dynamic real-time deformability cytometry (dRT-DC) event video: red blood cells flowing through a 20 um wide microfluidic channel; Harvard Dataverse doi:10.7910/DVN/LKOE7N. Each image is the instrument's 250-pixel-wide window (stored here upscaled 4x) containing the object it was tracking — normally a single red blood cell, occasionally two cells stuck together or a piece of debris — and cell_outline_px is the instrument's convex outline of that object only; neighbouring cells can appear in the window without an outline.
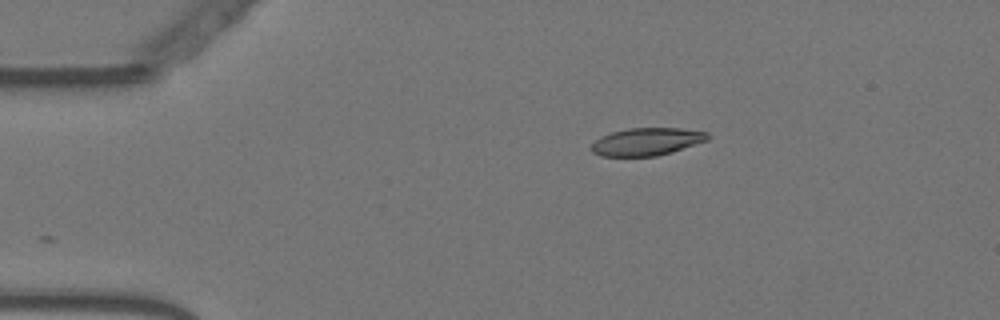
{"species": "Egyptian fruit bat (a non-hibernating species)", "species_latin": "Rousettus aegyptiacus", "temperature_condition": "warm", "stored_images_in_passage": 39, "camera_frame_rate_fps": 3000, "um_per_image_px": 0.085, "animal": {"sex": "female"}, "frame": {"image": 1, "passage_image": 1, "time_ms": 0.0, "image_size_px": [1000, 320], "cell_outline_px": [[708, 140], [672, 152], [656, 156], [600, 156], [592, 152], [592, 144], [600, 136], [612, 132], [628, 128], [680, 128], [708, 132]], "centroid_in_image_um": [54.97, 12.04], "position_along_channel_um": 30.0, "area_um2": 18.67}}
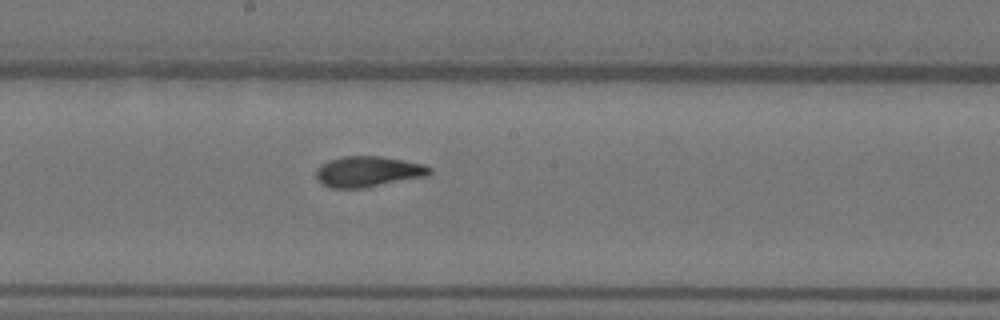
{"frame": {"image": 2, "passage_image": 21, "time_ms": 6.667, "image_size_px": [1000, 320], "cell_outline_px": [[432, 172], [428, 176], [364, 188], [332, 188], [320, 184], [316, 180], [316, 168], [320, 164], [328, 160], [340, 156], [380, 156], [404, 160], [424, 164], [432, 168]], "centroid_in_image_um": [31.26, 14.58], "position_along_channel_um": 216.9, "area_um2": 20.69}}
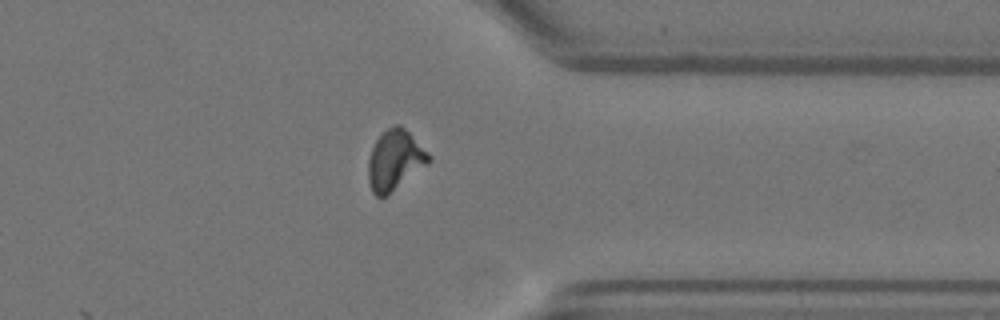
{"frame": {"image": 3, "passage_image": 35, "time_ms": 11.333, "image_size_px": [1000, 320], "cell_outline_px": [[432, 160], [428, 164], [388, 196], [376, 196], [372, 192], [368, 184], [368, 160], [372, 148], [376, 140], [388, 128], [396, 124], [400, 124], [432, 156]], "centroid_in_image_um": [33.57, 13.65], "position_along_channel_um": 377.8, "area_um2": 21.27}, "authors_computed_cell_mechanics": {"area_um2": 20.3456, "velocity_mm_per_s": 3.5879, "shape_relaxation_time_tau1_ms": 10.6405, "shape_relaxation_time_tau2_ms": 1.5011, "deformation_change_tau1": 0.2826, "deformation_change_tau2": 0.076}}